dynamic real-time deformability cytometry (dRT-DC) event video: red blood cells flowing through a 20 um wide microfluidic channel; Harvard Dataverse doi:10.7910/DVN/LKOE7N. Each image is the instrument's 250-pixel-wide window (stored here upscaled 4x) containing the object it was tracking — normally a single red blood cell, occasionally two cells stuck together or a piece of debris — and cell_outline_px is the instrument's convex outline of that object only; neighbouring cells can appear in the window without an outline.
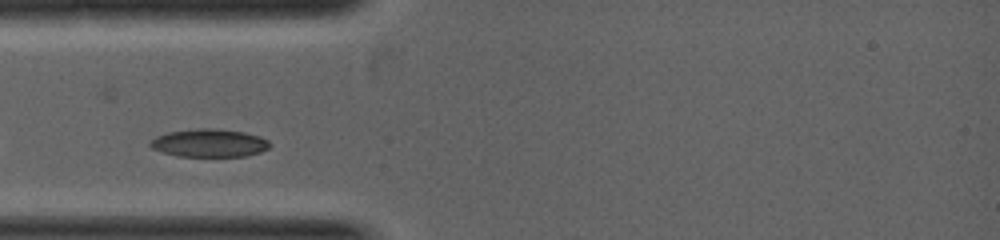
{"species": "common noctule bat (a hibernating species)", "species_latin": "Nyctalus noctula", "temperature_condition": "warm", "stored_images_in_passage": 2, "camera_frame_rate_fps": 5000, "um_per_image_px": 0.085, "animal": {"sex": "female", "body_mass_g": 19.0, "forearm_length_mm": 53.3}, "frame": {"image": 1, "passage_image": 1, "time_ms": 0.0, "image_size_px": [1000, 240], "cell_outline_px": [[272, 144], [268, 148], [260, 152], [248, 156], [176, 156], [152, 148], [148, 144], [156, 136], [168, 132], [200, 128], [212, 128], [244, 132], [260, 136], [268, 140]], "centroid_in_image_um": [17.81, 12.15], "position_along_channel_um": 67.2, "area_um2": 19.48}}
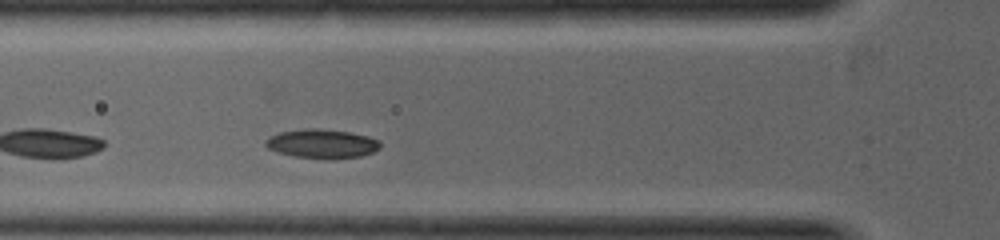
{"frame": {"image": 2, "passage_image": 2, "time_ms": 0.4, "image_size_px": [1000, 240], "cell_outline_px": [[380, 148], [372, 152], [360, 156], [332, 160], [292, 156], [268, 148], [264, 144], [264, 140], [280, 132], [304, 128], [316, 128], [348, 132], [368, 136], [380, 140]], "centroid_in_image_um": [27.38, 12.22], "position_along_channel_um": 98.4, "area_um2": 19.48}}